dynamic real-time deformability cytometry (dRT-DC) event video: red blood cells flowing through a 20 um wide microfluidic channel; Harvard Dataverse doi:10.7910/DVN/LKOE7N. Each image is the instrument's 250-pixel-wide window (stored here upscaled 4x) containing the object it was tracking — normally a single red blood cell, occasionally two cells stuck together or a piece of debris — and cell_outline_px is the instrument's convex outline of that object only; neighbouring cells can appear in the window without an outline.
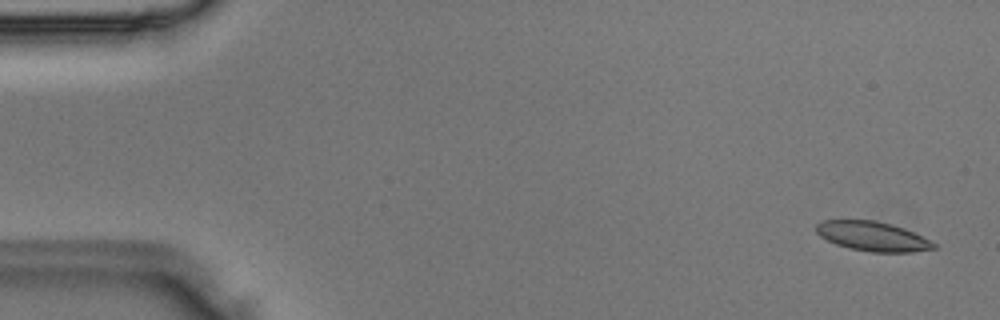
{"species": "Egyptian fruit bat (a non-hibernating species)", "species_latin": "Rousettus aegyptiacus", "temperature_condition": "room temperature", "stored_images_in_passage": 49, "camera_frame_rate_fps": 3000, "um_per_image_px": 0.085, "animal": {"sex": "male"}, "frame": {"image": 1, "passage_image": 2, "time_ms": 0.333, "image_size_px": [1000, 320], "cell_outline_px": [[936, 248], [912, 252], [872, 252], [848, 248], [836, 244], [820, 236], [816, 232], [816, 224], [824, 220], [876, 220], [892, 224], [904, 228], [932, 240], [936, 244]], "centroid_in_image_um": [74.19, 20.08], "position_along_channel_um": 10.8, "area_um2": 20.29}}
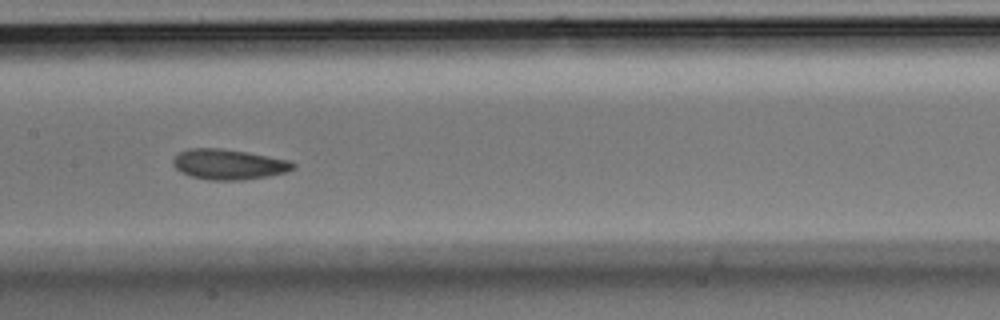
{"frame": {"image": 2, "passage_image": 24, "time_ms": 7.667, "image_size_px": [1000, 320], "cell_outline_px": [[296, 164], [288, 172], [268, 176], [244, 180], [212, 180], [192, 176], [176, 168], [172, 164], [172, 160], [180, 152], [188, 148], [220, 148], [248, 152], [292, 160]], "centroid_in_image_um": [19.49, 13.96], "position_along_channel_um": 187.9, "area_um2": 21.21}}
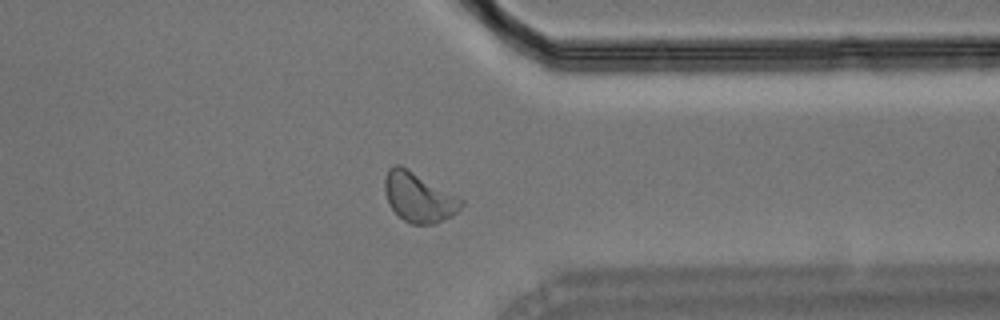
{"frame": {"image": 3, "passage_image": 38, "time_ms": 12.333, "image_size_px": [1000, 320], "cell_outline_px": [[464, 204], [452, 216], [436, 224], [412, 224], [404, 220], [388, 204], [384, 192], [384, 180], [388, 168], [392, 164], [400, 164], [464, 200]], "centroid_in_image_um": [35.57, 16.76], "position_along_channel_um": 375.8, "area_um2": 22.08}}